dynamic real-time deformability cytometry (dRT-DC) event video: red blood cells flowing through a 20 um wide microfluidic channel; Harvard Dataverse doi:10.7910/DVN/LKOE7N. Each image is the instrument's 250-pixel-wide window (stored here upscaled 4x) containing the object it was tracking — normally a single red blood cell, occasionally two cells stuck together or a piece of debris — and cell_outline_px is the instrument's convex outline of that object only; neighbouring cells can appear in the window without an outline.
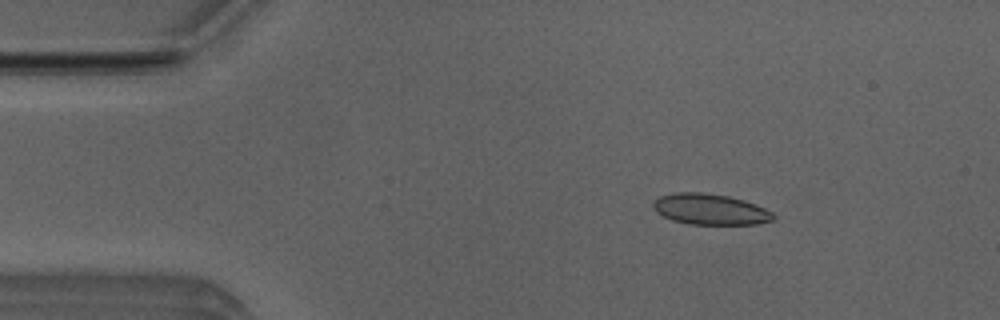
{"species": "Egyptian fruit bat (a non-hibernating species)", "species_latin": "Rousettus aegyptiacus", "temperature_condition": "room temperature", "stored_images_in_passage": 5, "camera_frame_rate_fps": 3000, "um_per_image_px": 0.085, "animal": {"sex": "male"}, "frame": {"image": 1, "passage_image": 3, "time_ms": 0.667, "image_size_px": [1000, 320], "cell_outline_px": [[776, 216], [772, 220], [756, 224], [688, 224], [672, 220], [656, 212], [652, 208], [652, 204], [660, 196], [676, 192], [704, 192], [728, 196], [744, 200], [756, 204], [772, 212]], "centroid_in_image_um": [60.35, 17.78], "position_along_channel_um": 24.6, "area_um2": 21.62}}